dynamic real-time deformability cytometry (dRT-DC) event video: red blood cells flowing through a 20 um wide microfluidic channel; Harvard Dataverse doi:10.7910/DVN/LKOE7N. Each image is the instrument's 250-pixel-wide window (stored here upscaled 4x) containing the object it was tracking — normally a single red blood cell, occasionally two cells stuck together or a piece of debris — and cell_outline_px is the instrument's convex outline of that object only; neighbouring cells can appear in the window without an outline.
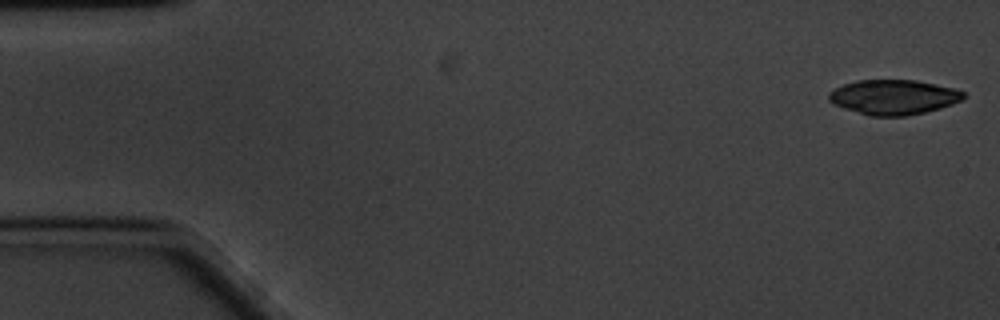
{"species": "common noctule bat (a hibernating species)", "species_latin": "Nyctalus noctula", "temperature_condition": "cold", "stored_images_in_passage": 58, "camera_frame_rate_fps": 3000, "um_per_image_px": 0.085, "animal": {"sex": "male", "body_mass_g": 20.1, "forearm_length_mm": 53.5}, "frame": {"image": 1, "passage_image": 1, "time_ms": 0.0, "image_size_px": [1000, 320], "cell_outline_px": [[964, 96], [960, 100], [952, 104], [940, 108], [924, 112], [904, 116], [872, 116], [844, 108], [828, 100], [828, 92], [844, 84], [856, 80], [916, 80], [956, 88], [964, 92]], "centroid_in_image_um": [75.95, 8.24], "position_along_channel_um": 9.0, "area_um2": 27.17}}